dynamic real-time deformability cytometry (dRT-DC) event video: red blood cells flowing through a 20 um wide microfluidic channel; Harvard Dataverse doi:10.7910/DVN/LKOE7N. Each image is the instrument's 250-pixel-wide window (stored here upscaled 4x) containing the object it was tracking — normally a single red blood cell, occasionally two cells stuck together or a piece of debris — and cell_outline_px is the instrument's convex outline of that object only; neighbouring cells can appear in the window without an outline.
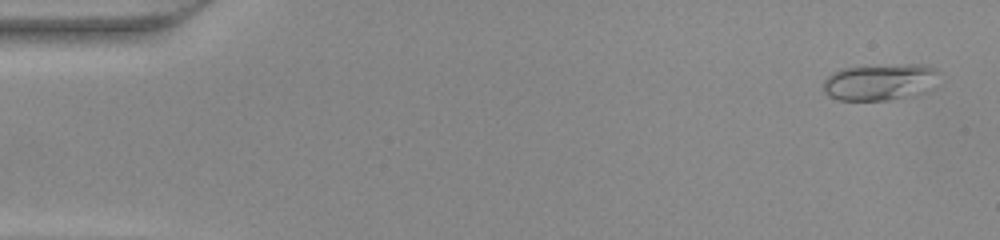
{"species": "common noctule bat (a hibernating species)", "species_latin": "Nyctalus noctula", "temperature_condition": "warm", "stored_images_in_passage": 48, "camera_frame_rate_fps": 3000, "um_per_image_px": 0.085, "animal": {"sex": "female", "body_mass_g": 22.0, "forearm_length_mm": 56.7}, "frame": {"image": 1, "passage_image": 2, "time_ms": 0.333, "image_size_px": [1000, 240], "cell_outline_px": [[940, 72], [932, 88], [916, 96], [888, 100], [840, 100], [828, 96], [824, 92], [824, 80], [832, 72], [840, 68], [900, 64], [924, 64], [936, 68]], "centroid_in_image_um": [74.83, 6.97], "position_along_channel_um": 10.2, "area_um2": 25.09}}
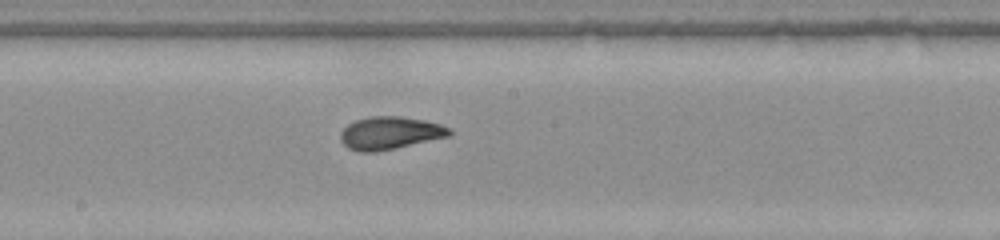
{"frame": {"image": 2, "passage_image": 26, "time_ms": 8.333, "image_size_px": [1000, 240], "cell_outline_px": [[452, 132], [448, 136], [396, 148], [376, 152], [360, 152], [348, 148], [340, 140], [340, 132], [348, 124], [356, 120], [368, 116], [400, 116], [424, 120], [440, 124], [452, 128]], "centroid_in_image_um": [33.13, 11.3], "position_along_channel_um": 215.1, "area_um2": 20.81}}
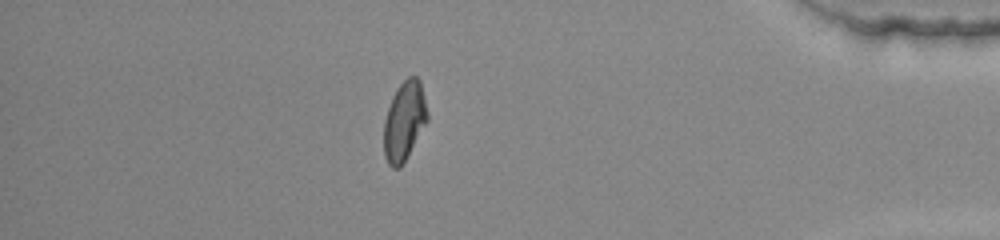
{"frame": {"image": 3, "passage_image": 42, "time_ms": 13.667, "image_size_px": [1000, 240], "cell_outline_px": [[428, 120], [400, 168], [392, 168], [388, 164], [384, 156], [384, 120], [392, 96], [400, 84], [408, 76], [416, 76], [420, 80], [428, 112]], "centroid_in_image_um": [34.36, 10.28], "position_along_channel_um": 400.8, "area_um2": 20.0}}